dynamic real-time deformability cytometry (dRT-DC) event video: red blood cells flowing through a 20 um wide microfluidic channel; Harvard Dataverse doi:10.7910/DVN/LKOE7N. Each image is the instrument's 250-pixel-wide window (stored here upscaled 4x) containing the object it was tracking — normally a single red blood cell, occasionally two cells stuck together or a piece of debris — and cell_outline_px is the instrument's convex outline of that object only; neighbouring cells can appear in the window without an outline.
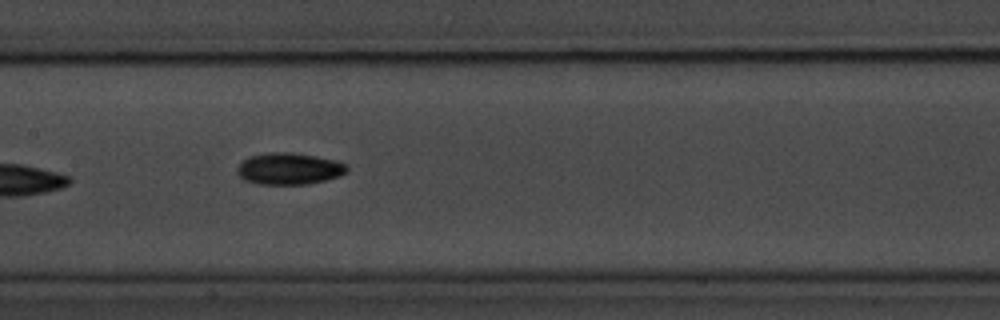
{"species": "common noctule bat (a hibernating species)", "species_latin": "Nyctalus noctula", "temperature_condition": "room temperature", "stored_images_in_passage": 4, "camera_frame_rate_fps": 3000, "um_per_image_px": 0.085, "animal": {"sex": "male", "body_mass_g": 20.1, "forearm_length_mm": 53.5}, "frame": {"image": 1, "passage_image": 4, "time_ms": 3.667, "image_size_px": [1000, 320], "cell_outline_px": [[348, 172], [340, 176], [308, 184], [256, 184], [244, 180], [236, 172], [236, 168], [240, 160], [248, 156], [268, 152], [292, 152], [316, 156], [336, 160], [348, 164]], "centroid_in_image_um": [24.55, 14.33], "position_along_channel_um": 182.9, "area_um2": 20.69}}